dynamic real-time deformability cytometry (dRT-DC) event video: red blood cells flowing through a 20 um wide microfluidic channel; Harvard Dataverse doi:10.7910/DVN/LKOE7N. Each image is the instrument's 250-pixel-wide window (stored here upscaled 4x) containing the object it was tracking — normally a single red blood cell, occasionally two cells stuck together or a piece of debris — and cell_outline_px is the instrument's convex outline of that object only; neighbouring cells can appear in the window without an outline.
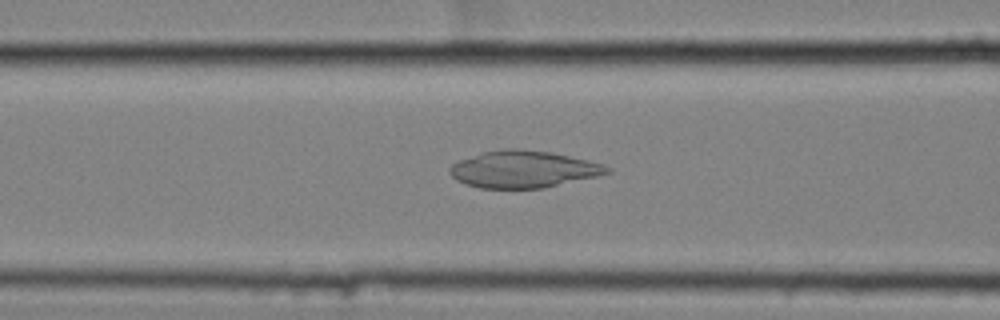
{"species": "common noctule bat (a hibernating species)", "species_latin": "Nyctalus noctula", "temperature_condition": "cold", "stored_images_in_passage": 58, "camera_frame_rate_fps": 3000, "um_per_image_px": 0.085, "animal": {"sex": "female", "body_mass_g": 25.1}, "frame": {"image": 1, "passage_image": 25, "time_ms": 8.0, "image_size_px": [1000, 320], "cell_outline_px": [[612, 172], [596, 176], [544, 188], [480, 188], [456, 180], [448, 172], [448, 168], [452, 164], [460, 160], [484, 152], [504, 148], [520, 148], [552, 152], [588, 160], [604, 164], [612, 168]], "centroid_in_image_um": [44.51, 14.38], "position_along_channel_um": 122.1, "area_um2": 33.93}}
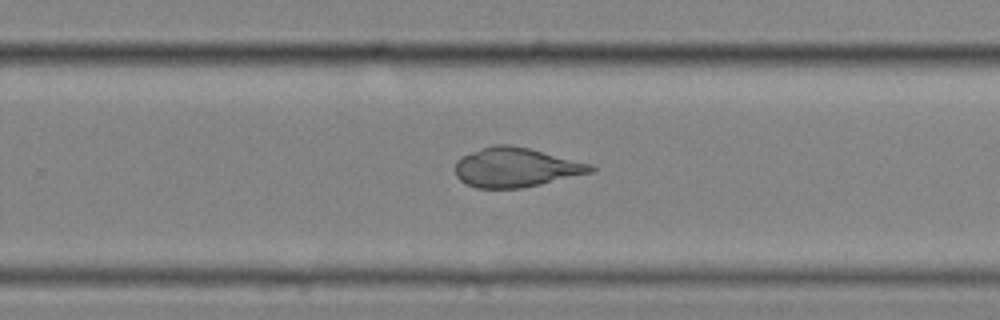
{"frame": {"image": 2, "passage_image": 39, "time_ms": 12.667, "image_size_px": [1000, 320], "cell_outline_px": [[596, 168], [592, 172], [540, 184], [520, 188], [476, 188], [460, 180], [456, 176], [456, 160], [472, 152], [496, 144], [508, 144], [528, 148], [592, 164]], "centroid_in_image_um": [43.85, 14.23], "position_along_channel_um": 286.0, "area_um2": 30.63}}
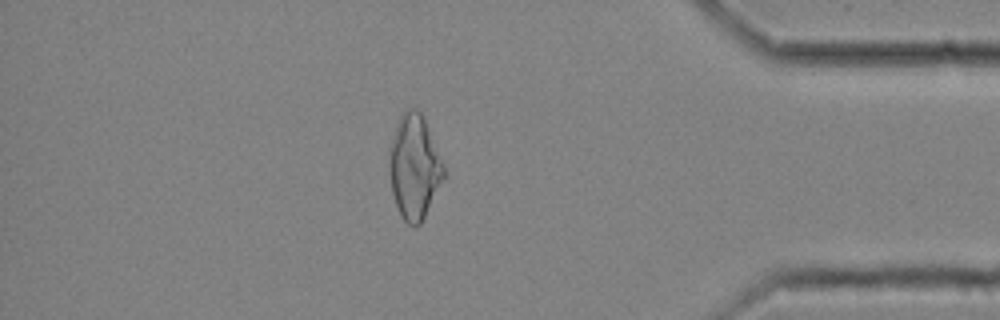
{"frame": {"image": 3, "passage_image": 51, "time_ms": 16.667, "image_size_px": [1000, 320], "cell_outline_px": [[444, 176], [420, 224], [408, 224], [400, 216], [392, 192], [388, 148], [396, 124], [400, 116], [408, 108], [416, 108], [420, 112], [424, 120], [444, 164]], "centroid_in_image_um": [35.19, 14.16], "position_along_channel_um": 400.0, "area_um2": 32.43}}